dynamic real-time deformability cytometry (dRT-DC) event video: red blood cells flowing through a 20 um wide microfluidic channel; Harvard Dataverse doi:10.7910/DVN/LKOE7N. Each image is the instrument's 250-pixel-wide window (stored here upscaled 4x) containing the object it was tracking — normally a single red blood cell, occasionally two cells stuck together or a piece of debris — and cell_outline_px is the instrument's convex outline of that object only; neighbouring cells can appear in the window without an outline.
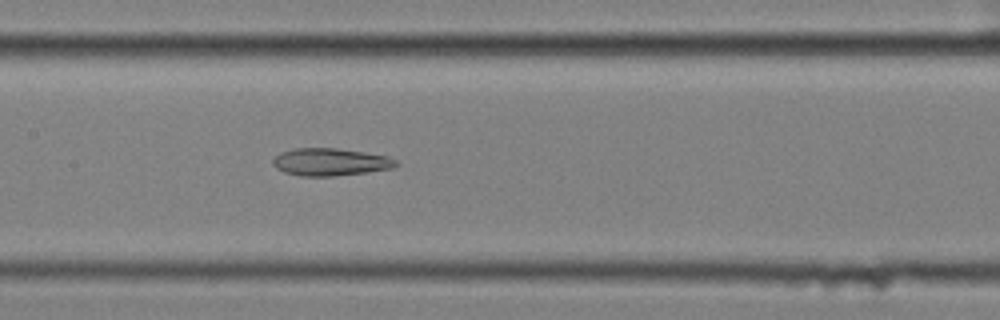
{"species": "common noctule bat (a hibernating species)", "species_latin": "Nyctalus noctula", "temperature_condition": "cold", "stored_images_in_passage": 35, "camera_frame_rate_fps": 3000, "um_per_image_px": 0.085, "animal": {"sex": "female", "body_mass_g": 25.1}, "frame": {"image": 1, "passage_image": 14, "time_ms": 4.333, "image_size_px": [1000, 320], "cell_outline_px": [[400, 164], [392, 168], [368, 172], [332, 176], [300, 176], [284, 172], [276, 168], [272, 164], [272, 160], [280, 152], [296, 148], [336, 148], [364, 152], [388, 156], [396, 160]], "centroid_in_image_um": [28.08, 13.77], "position_along_channel_um": 179.3, "area_um2": 19.77}}
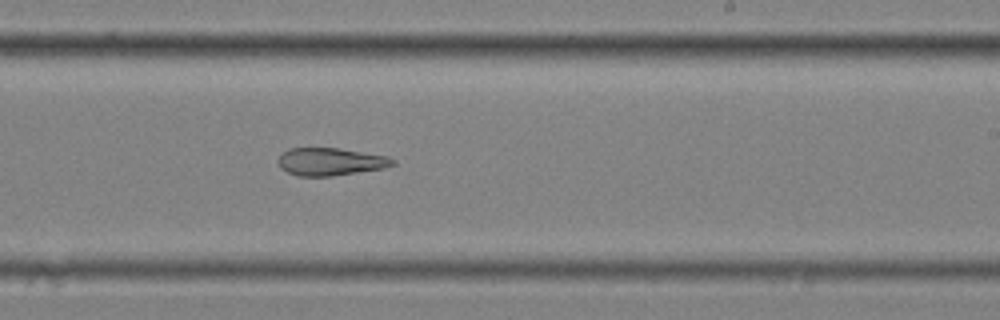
{"frame": {"image": 2, "passage_image": 21, "time_ms": 6.667, "image_size_px": [1000, 320], "cell_outline_px": [[396, 164], [384, 168], [332, 176], [300, 176], [288, 172], [280, 168], [276, 160], [288, 148], [340, 148], [388, 156], [396, 160]], "centroid_in_image_um": [28.1, 13.74], "position_along_channel_um": 260.9, "area_um2": 18.55}}
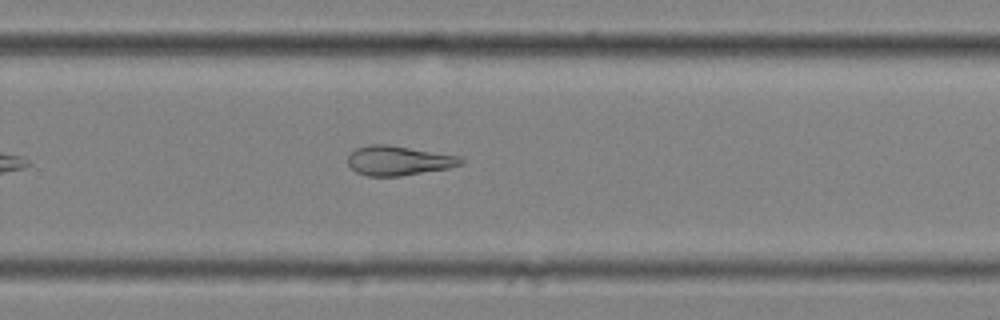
{"frame": {"image": 3, "passage_image": 24, "time_ms": 7.667, "image_size_px": [1000, 320], "cell_outline_px": [[464, 164], [448, 168], [400, 176], [368, 176], [356, 172], [348, 164], [348, 156], [356, 148], [368, 144], [388, 144], [456, 156], [464, 160]], "centroid_in_image_um": [33.84, 13.65], "position_along_channel_um": 296.0, "area_um2": 19.25}, "authors_computed_cell_mechanics": {"area_um2": 20.2878, "velocity_mm_per_s": 3.5051, "shape_relaxation_time_tau1_ms": null, "shape_relaxation_time_tau2_ms": 6.9905, "deformation_change_tau1": null, "deformation_change_tau2": 0.1834}}